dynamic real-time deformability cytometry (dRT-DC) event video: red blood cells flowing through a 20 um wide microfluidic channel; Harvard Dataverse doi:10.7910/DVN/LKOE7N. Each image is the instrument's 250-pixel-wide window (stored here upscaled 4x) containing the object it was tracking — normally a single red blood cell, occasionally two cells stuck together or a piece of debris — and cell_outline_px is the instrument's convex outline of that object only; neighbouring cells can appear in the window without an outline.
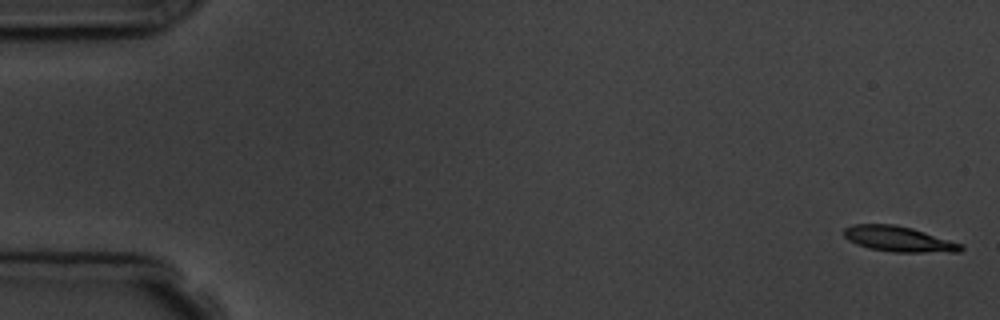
{"species": "common noctule bat (a hibernating species)", "species_latin": "Nyctalus noctula", "temperature_condition": "room temperature", "stored_images_in_passage": 1, "camera_frame_rate_fps": 3000, "um_per_image_px": 0.085, "animal": {"sex": "male", "body_mass_g": 19.5, "forearm_length_mm": 54.6}, "frame": {"image": 1, "passage_image": 1, "time_ms": 0.0, "image_size_px": [1000, 320], "cell_outline_px": [[964, 248], [960, 252], [892, 252], [868, 248], [856, 244], [848, 240], [844, 236], [844, 228], [852, 224], [892, 224], [912, 228], [964, 244]], "centroid_in_image_um": [76.4, 20.32], "position_along_channel_um": 8.6, "area_um2": 17.46}}